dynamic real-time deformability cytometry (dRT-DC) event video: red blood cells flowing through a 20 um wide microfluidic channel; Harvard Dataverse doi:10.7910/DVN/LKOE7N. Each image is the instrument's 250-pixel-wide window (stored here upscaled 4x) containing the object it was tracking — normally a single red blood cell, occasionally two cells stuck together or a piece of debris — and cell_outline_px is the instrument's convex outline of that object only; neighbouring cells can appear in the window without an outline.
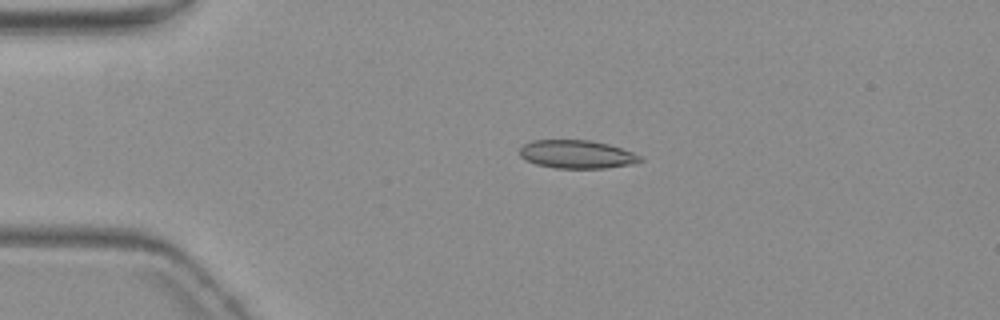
{"species": "common noctule bat (a hibernating species)", "species_latin": "Nyctalus noctula", "temperature_condition": "warm", "stored_images_in_passage": 5, "camera_frame_rate_fps": 3000, "um_per_image_px": 0.085, "animal": {"sex": "female", "body_mass_g": 19.3, "forearm_length_mm": 54.1}, "frame": {"image": 1, "passage_image": 4, "time_ms": 3.667, "image_size_px": [1000, 320], "cell_outline_px": [[644, 160], [632, 164], [604, 168], [556, 168], [536, 164], [524, 160], [520, 156], [520, 148], [524, 144], [532, 140], [592, 140], [608, 144], [632, 152], [640, 156]], "centroid_in_image_um": [49.01, 13.11], "position_along_channel_um": 36.0, "area_um2": 19.83}}